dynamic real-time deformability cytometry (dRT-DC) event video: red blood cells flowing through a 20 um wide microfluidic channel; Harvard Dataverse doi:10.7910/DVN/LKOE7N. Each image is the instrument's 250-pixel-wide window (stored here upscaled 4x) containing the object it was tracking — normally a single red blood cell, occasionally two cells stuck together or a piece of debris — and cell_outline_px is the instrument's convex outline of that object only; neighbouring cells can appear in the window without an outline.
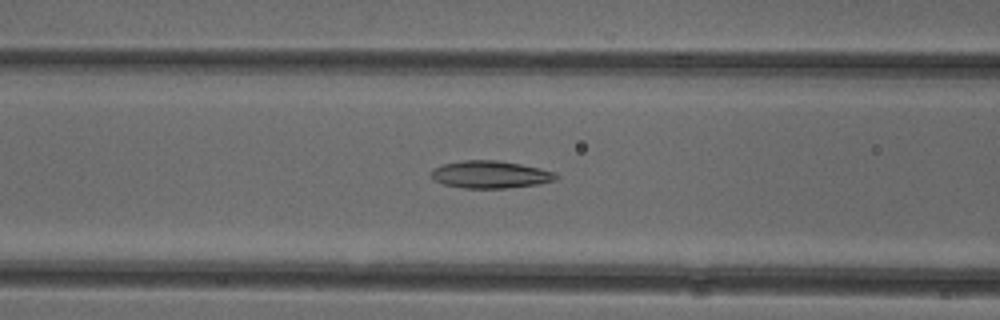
{"species": "common noctule bat (a hibernating species)", "species_latin": "Nyctalus noctula", "temperature_condition": "cold", "stored_images_in_passage": 25, "camera_frame_rate_fps": 3000, "um_per_image_px": 0.085, "animal": {"sex": "female"}, "frame": {"image": 1, "passage_image": 21, "time_ms": 6.667, "image_size_px": [1000, 320], "cell_outline_px": [[560, 176], [556, 180], [540, 184], [508, 188], [464, 188], [444, 184], [428, 176], [432, 168], [440, 164], [464, 160], [496, 160], [520, 164], [540, 168], [556, 172]], "centroid_in_image_um": [41.68, 14.83], "position_along_channel_um": 124.9, "area_um2": 20.23}}
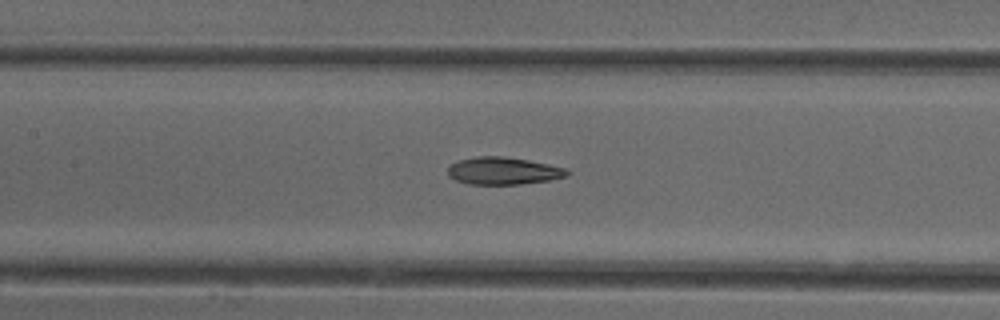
{"frame": {"image": 2, "passage_image": 24, "time_ms": 7.667, "image_size_px": [1000, 320], "cell_outline_px": [[568, 176], [552, 180], [520, 184], [468, 184], [456, 180], [448, 176], [448, 168], [452, 164], [460, 160], [476, 156], [504, 156], [528, 160], [548, 164], [564, 168], [568, 172]], "centroid_in_image_um": [42.78, 14.53], "position_along_channel_um": 164.6, "area_um2": 18.96}}